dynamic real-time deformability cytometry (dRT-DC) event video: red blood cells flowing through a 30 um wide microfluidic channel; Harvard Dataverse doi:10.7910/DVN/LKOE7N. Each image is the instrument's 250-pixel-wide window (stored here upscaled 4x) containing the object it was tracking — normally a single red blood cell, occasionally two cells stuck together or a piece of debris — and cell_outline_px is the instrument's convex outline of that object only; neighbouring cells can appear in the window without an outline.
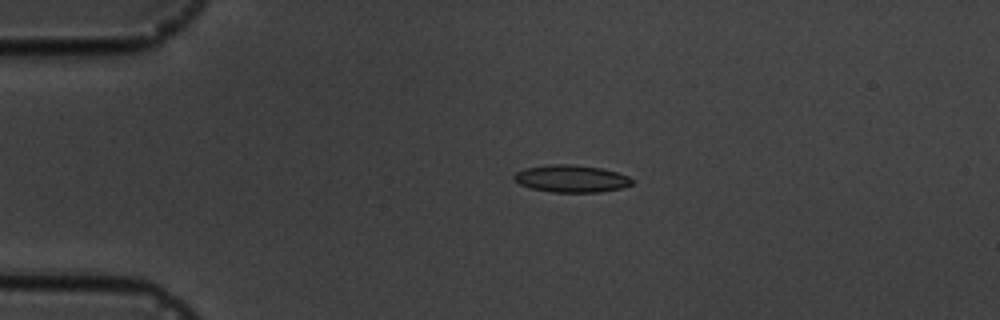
{"species": "common noctule bat (a hibernating species)", "species_latin": "Nyctalus noctula", "temperature_condition": "cold", "stored_images_in_passage": 7, "camera_frame_rate_fps": 3000, "um_per_image_px": 0.085, "animal": {"sex": "male", "body_mass_g": 19.5, "forearm_length_mm": 54.6}, "frame": {"image": 1, "passage_image": 3, "time_ms": 2.333, "image_size_px": [1000, 320], "cell_outline_px": [[632, 184], [624, 188], [600, 192], [552, 192], [532, 188], [520, 184], [512, 176], [516, 172], [524, 168], [548, 164], [572, 164], [600, 168], [616, 172], [628, 176], [632, 180]], "centroid_in_image_um": [48.56, 15.18], "position_along_channel_um": 36.4, "area_um2": 18.73}}
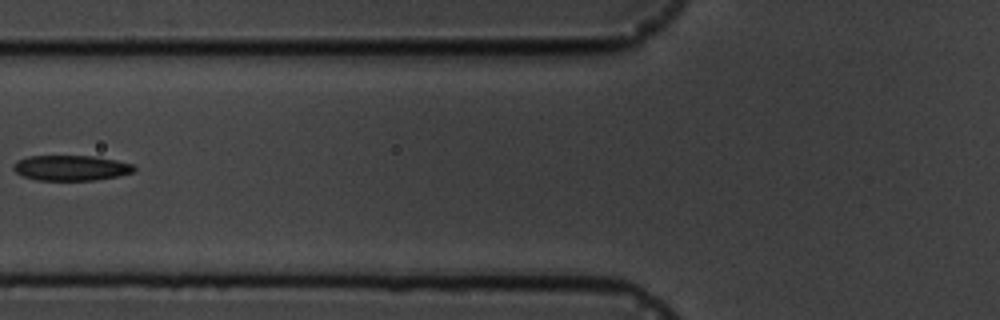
{"frame": {"image": 2, "passage_image": 6, "time_ms": 5.667, "image_size_px": [1000, 320], "cell_outline_px": [[136, 172], [120, 176], [96, 180], [36, 180], [24, 176], [16, 172], [12, 168], [12, 164], [16, 160], [28, 156], [96, 156], [116, 160], [132, 164], [136, 168]], "centroid_in_image_um": [6.05, 14.27], "position_along_channel_um": 119.7, "area_um2": 18.03}}
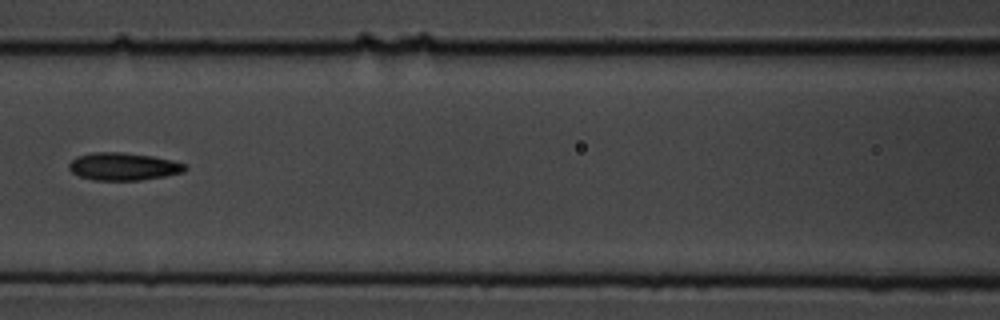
{"frame": {"image": 3, "passage_image": 7, "time_ms": 6.667, "image_size_px": [1000, 320], "cell_outline_px": [[188, 168], [184, 172], [164, 176], [140, 180], [96, 180], [80, 176], [72, 172], [68, 168], [68, 164], [76, 156], [92, 152], [124, 152], [152, 156], [172, 160], [184, 164]], "centroid_in_image_um": [10.47, 14.14], "position_along_channel_um": 156.1, "area_um2": 18.67}}